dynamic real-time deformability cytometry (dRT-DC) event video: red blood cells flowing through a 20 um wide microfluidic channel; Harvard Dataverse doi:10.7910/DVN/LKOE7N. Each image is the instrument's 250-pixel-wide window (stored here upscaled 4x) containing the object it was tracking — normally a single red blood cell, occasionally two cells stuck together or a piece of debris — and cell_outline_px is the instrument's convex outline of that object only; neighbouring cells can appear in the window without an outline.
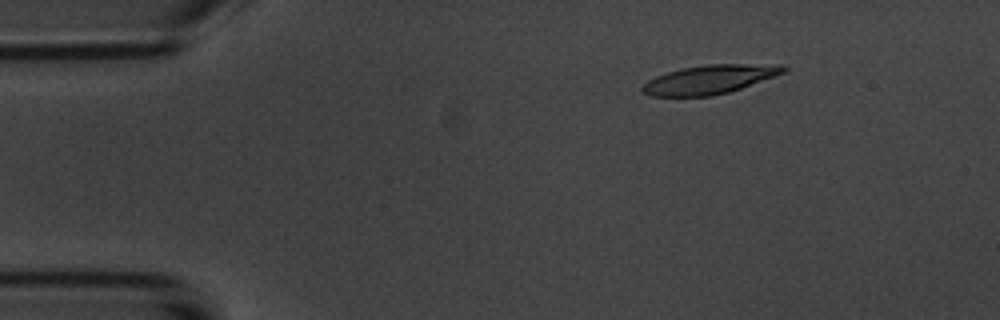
{"species": "common noctule bat (a hibernating species)", "species_latin": "Nyctalus noctula", "temperature_condition": "room temperature", "stored_images_in_passage": 54, "camera_frame_rate_fps": 3000, "um_per_image_px": 0.085, "animal": {"sex": "male", "body_mass_g": 20.1, "forearm_length_mm": 53.5}, "frame": {"image": 1, "passage_image": 8, "time_ms": 2.333, "image_size_px": [1000, 320], "cell_outline_px": [[788, 68], [784, 72], [740, 88], [728, 92], [712, 96], [648, 96], [640, 92], [640, 88], [648, 80], [656, 76], [668, 72], [684, 68], [704, 64], [784, 64]], "centroid_in_image_um": [60.28, 6.75], "position_along_channel_um": 24.7, "area_um2": 23.64}}
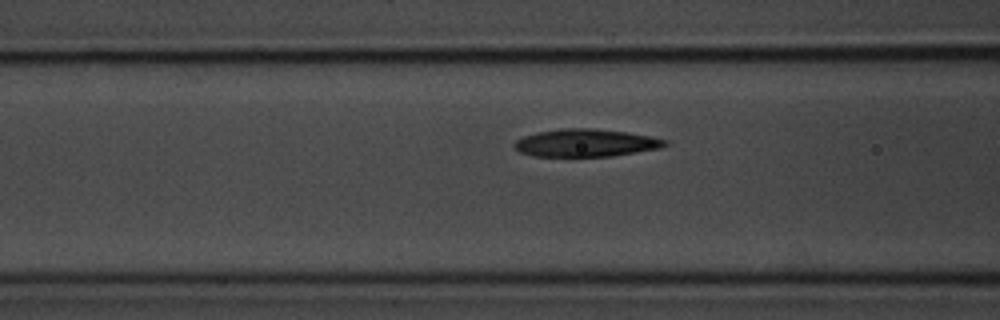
{"frame": {"image": 2, "passage_image": 21, "time_ms": 6.667, "image_size_px": [1000, 320], "cell_outline_px": [[668, 144], [660, 148], [612, 156], [532, 156], [520, 152], [512, 148], [512, 144], [516, 140], [524, 136], [536, 132], [560, 128], [592, 128], [628, 132], [652, 136], [668, 140]], "centroid_in_image_um": [49.77, 12.14], "position_along_channel_um": 116.8, "area_um2": 24.51}}
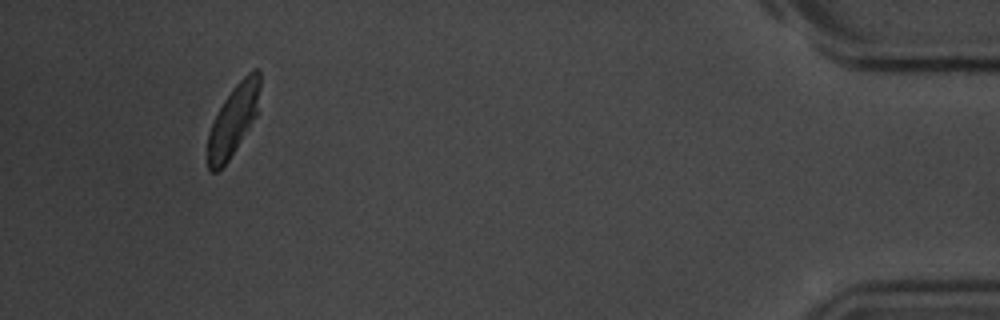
{"frame": {"image": 3, "passage_image": 51, "time_ms": 16.667, "image_size_px": [1000, 320], "cell_outline_px": [[260, 88], [256, 116], [228, 160], [216, 172], [212, 172], [208, 168], [208, 132], [224, 100], [232, 88], [252, 68], [256, 68], [260, 72]], "centroid_in_image_um": [19.84, 10.17], "position_along_channel_um": 415.4, "area_um2": 21.04}, "authors_computed_cell_mechanics": {"area_um2": 24.1026, "velocity_mm_per_s": 3.6621, "shape_relaxation_time_tau1_ms": 2.83, "shape_relaxation_time_tau2_ms": 1.7533, "deformation_change_tau1": 0.1414, "deformation_change_tau2": 0.0728}}